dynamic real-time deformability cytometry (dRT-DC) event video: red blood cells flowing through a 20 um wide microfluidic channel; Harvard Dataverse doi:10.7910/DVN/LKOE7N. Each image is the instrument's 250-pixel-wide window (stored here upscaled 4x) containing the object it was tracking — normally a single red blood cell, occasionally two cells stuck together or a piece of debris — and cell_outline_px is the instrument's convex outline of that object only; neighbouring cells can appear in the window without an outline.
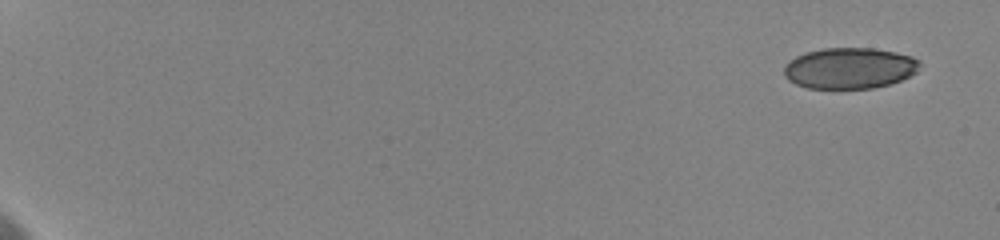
{"species": "human", "species_latin": "Homo sapiens", "temperature_condition": "cold", "stored_images_in_passage": 39, "camera_frame_rate_fps": 3000, "um_per_image_px": 0.085, "donor": {"sex": "female"}, "frame": {"image": 1, "passage_image": 1, "time_ms": 0.0, "image_size_px": [1000, 240], "cell_outline_px": [[920, 64], [916, 72], [900, 80], [888, 84], [872, 88], [808, 88], [796, 84], [788, 80], [784, 76], [784, 68], [796, 56], [804, 52], [824, 48], [872, 48], [896, 52], [912, 56], [920, 60]], "centroid_in_image_um": [72.22, 5.79], "position_along_channel_um": 12.8, "area_um2": 32.31}}
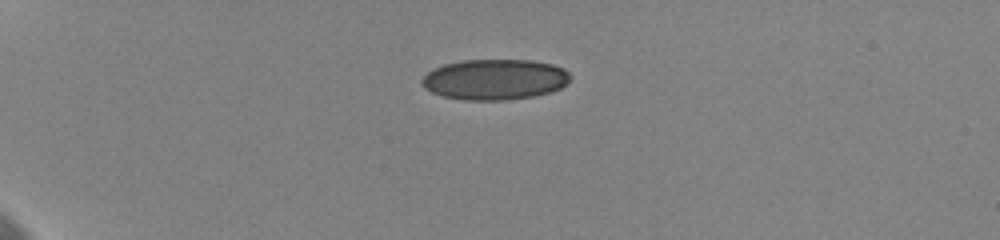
{"frame": {"image": 2, "passage_image": 16, "time_ms": 4.667, "image_size_px": [1000, 240], "cell_outline_px": [[572, 76], [560, 88], [548, 92], [532, 96], [504, 100], [464, 100], [444, 96], [432, 92], [424, 88], [420, 84], [420, 80], [432, 68], [444, 64], [464, 60], [532, 60], [552, 64], [564, 68]], "centroid_in_image_um": [42.02, 6.74], "position_along_channel_um": 43.0, "area_um2": 35.08}}